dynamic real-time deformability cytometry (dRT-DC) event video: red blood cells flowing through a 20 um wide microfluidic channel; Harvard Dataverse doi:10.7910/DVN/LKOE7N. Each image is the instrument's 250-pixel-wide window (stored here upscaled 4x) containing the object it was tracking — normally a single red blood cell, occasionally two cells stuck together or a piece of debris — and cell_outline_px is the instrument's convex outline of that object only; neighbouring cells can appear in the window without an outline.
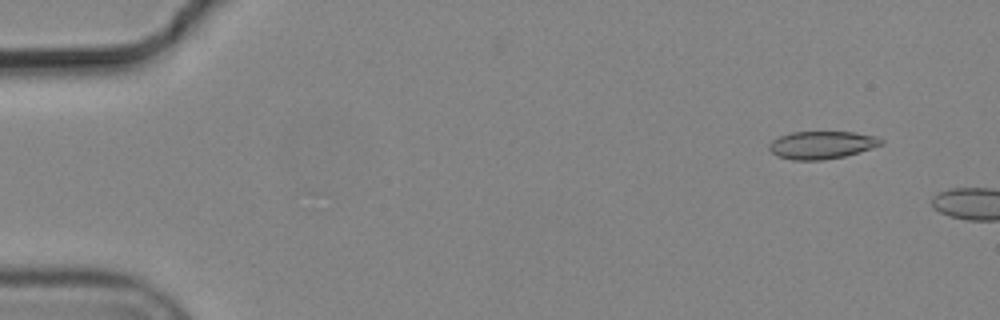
{"species": "common noctule bat (a hibernating species)", "species_latin": "Nyctalus noctula", "temperature_condition": "cold", "stored_images_in_passage": 5, "camera_frame_rate_fps": 3000, "um_per_image_px": 0.085, "animal": {"sex": "male", "body_mass_g": 19.2, "forearm_length_mm": 51.8}, "frame": {"image": 1, "passage_image": 2, "time_ms": 0.333, "image_size_px": [1000, 320], "cell_outline_px": [[884, 144], [844, 156], [820, 160], [792, 160], [776, 156], [768, 148], [768, 144], [772, 140], [780, 136], [792, 132], [856, 132], [876, 136], [884, 140]], "centroid_in_image_um": [69.84, 12.32], "position_along_channel_um": 15.2, "area_um2": 18.09}}